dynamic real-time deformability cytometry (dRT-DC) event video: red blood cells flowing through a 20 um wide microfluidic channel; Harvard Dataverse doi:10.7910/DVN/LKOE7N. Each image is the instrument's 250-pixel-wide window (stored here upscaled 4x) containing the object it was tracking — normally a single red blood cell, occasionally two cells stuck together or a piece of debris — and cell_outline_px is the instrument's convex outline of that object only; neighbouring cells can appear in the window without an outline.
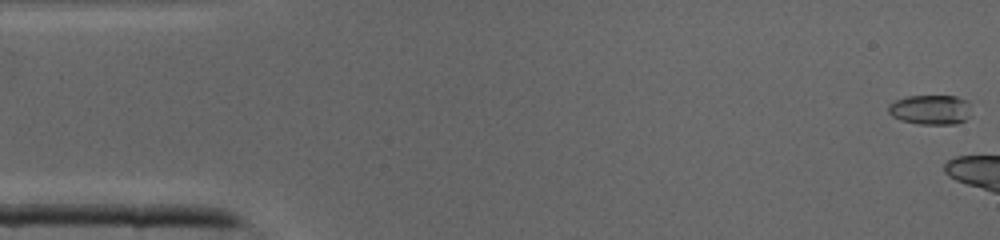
{"species": "common noctule bat (a hibernating species)", "species_latin": "Nyctalus noctula", "temperature_condition": "cold", "stored_images_in_passage": 4, "camera_frame_rate_fps": 3000, "um_per_image_px": 0.085, "animal": {"sex": "male", "body_mass_g": 19.0, "forearm_length_mm": 50.8}, "frame": {"image": 1, "passage_image": 1, "time_ms": 0.0, "image_size_px": [1000, 240], "cell_outline_px": [[968, 104], [964, 120], [956, 124], [920, 124], [900, 120], [892, 116], [888, 112], [888, 104], [896, 100], [908, 96], [956, 96], [968, 100]], "centroid_in_image_um": [79.02, 9.32], "position_along_channel_um": 6.0, "area_um2": 14.1}}